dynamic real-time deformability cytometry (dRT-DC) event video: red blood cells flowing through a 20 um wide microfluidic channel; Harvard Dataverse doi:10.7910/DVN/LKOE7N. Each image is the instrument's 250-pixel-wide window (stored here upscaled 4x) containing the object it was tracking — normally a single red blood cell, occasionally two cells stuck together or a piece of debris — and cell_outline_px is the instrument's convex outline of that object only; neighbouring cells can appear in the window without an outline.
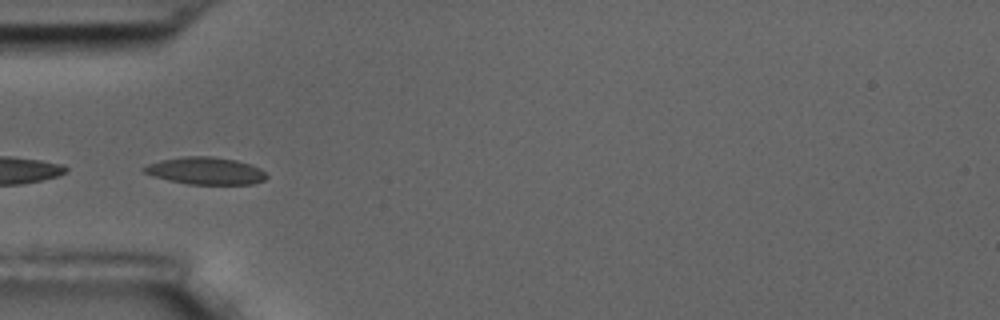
{"species": "common noctule bat (a hibernating species)", "species_latin": "Nyctalus noctula", "temperature_condition": "room temperature", "stored_images_in_passage": 12, "camera_frame_rate_fps": 3000, "um_per_image_px": 0.085, "animal": {"sex": "male", "body_mass_g": 17.5, "forearm_length_mm": 52.3}, "frame": {"image": 1, "passage_image": 4, "time_ms": 1.0, "image_size_px": [1000, 320], "cell_outline_px": [[268, 176], [264, 180], [252, 184], [188, 184], [168, 180], [152, 176], [144, 172], [140, 168], [148, 164], [160, 160], [184, 156], [212, 156], [236, 160], [252, 164], [260, 168]], "centroid_in_image_um": [17.46, 14.51], "position_along_channel_um": 67.5, "area_um2": 19.59}}